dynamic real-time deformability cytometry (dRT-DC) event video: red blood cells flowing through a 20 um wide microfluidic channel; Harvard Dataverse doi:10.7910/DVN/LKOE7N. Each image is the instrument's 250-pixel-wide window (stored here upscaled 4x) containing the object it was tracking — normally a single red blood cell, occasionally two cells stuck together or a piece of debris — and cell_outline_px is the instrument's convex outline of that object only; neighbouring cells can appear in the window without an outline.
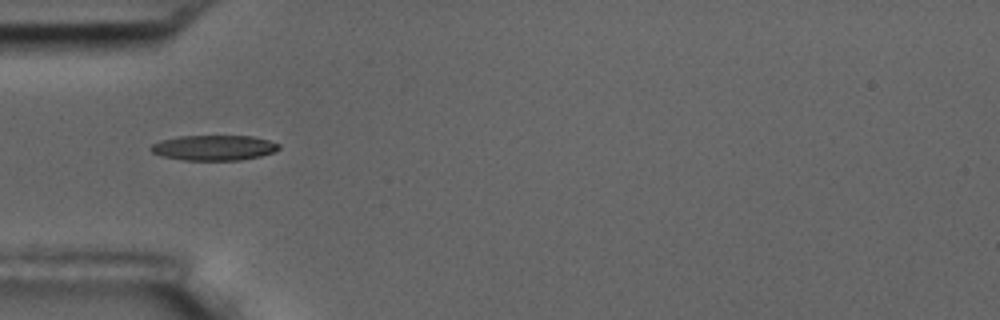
{"species": "common noctule bat (a hibernating species)", "species_latin": "Nyctalus noctula", "temperature_condition": "room temperature", "stored_images_in_passage": 15, "camera_frame_rate_fps": 3000, "um_per_image_px": 0.085, "animal": {"sex": "male", "body_mass_g": 17.5, "forearm_length_mm": 52.3}, "frame": {"image": 1, "passage_image": 5, "time_ms": 5.333, "image_size_px": [1000, 320], "cell_outline_px": [[280, 148], [272, 152], [260, 156], [240, 160], [184, 160], [160, 156], [152, 152], [148, 148], [152, 144], [160, 140], [180, 136], [252, 136], [268, 140], [280, 144]], "centroid_in_image_um": [18.14, 12.56], "position_along_channel_um": 66.9, "area_um2": 18.84}}
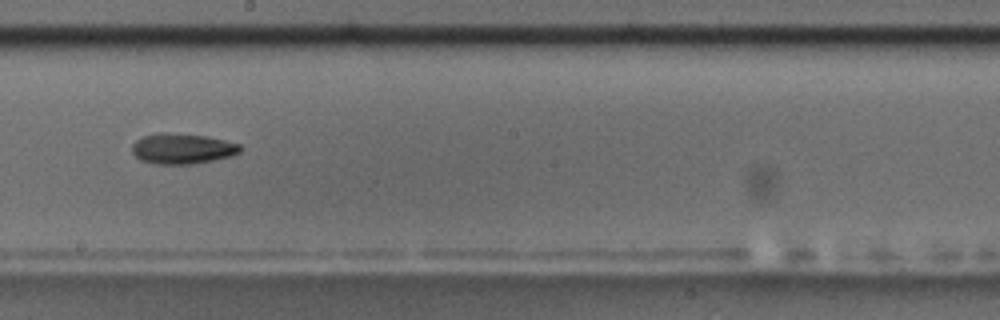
{"frame": {"image": 2, "passage_image": 9, "time_ms": 10.0, "image_size_px": [1000, 320], "cell_outline_px": [[240, 152], [232, 156], [192, 164], [156, 164], [140, 160], [132, 152], [132, 144], [136, 140], [144, 136], [160, 132], [164, 132], [204, 136], [224, 140], [240, 144]], "centroid_in_image_um": [15.47, 12.64], "position_along_channel_um": 232.7, "area_um2": 19.07}, "authors_computed_cell_mechanics": {"area_um2": 18.8428, "velocity_mm_per_s": 3.565, "shape_relaxation_time_tau1_ms": 2.0483, "shape_relaxation_time_tau2_ms": null, "deformation_change_tau1": 0.0866, "deformation_change_tau2": null}}